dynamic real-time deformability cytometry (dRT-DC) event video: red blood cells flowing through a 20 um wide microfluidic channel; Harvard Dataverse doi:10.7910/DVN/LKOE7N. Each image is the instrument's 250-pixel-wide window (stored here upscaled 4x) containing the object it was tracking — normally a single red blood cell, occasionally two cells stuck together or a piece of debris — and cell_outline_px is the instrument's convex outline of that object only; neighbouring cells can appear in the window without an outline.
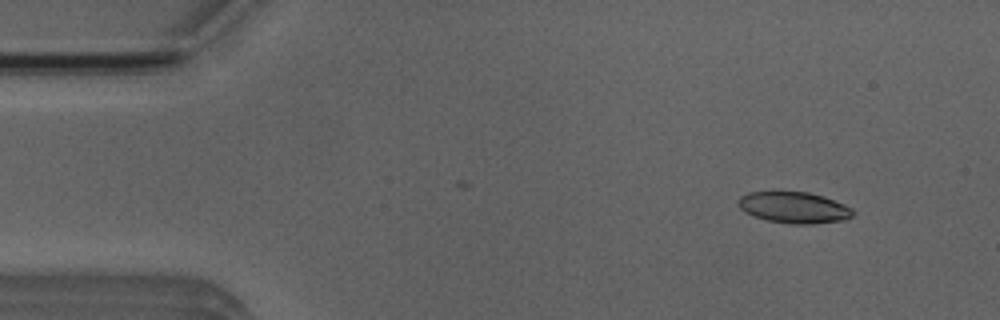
{"species": "Egyptian fruit bat (a non-hibernating species)", "species_latin": "Rousettus aegyptiacus", "temperature_condition": "room temperature", "stored_images_in_passage": 44, "camera_frame_rate_fps": 3000, "um_per_image_px": 0.085, "animal": {"sex": "male"}, "frame": {"image": 1, "passage_image": 4, "time_ms": 1.0, "image_size_px": [1000, 320], "cell_outline_px": [[856, 212], [852, 216], [844, 220], [812, 224], [788, 224], [768, 220], [752, 216], [744, 212], [736, 204], [736, 200], [740, 196], [748, 192], [808, 192], [824, 196], [844, 204], [852, 208]], "centroid_in_image_um": [67.47, 17.64], "position_along_channel_um": 17.5, "area_um2": 21.15}}
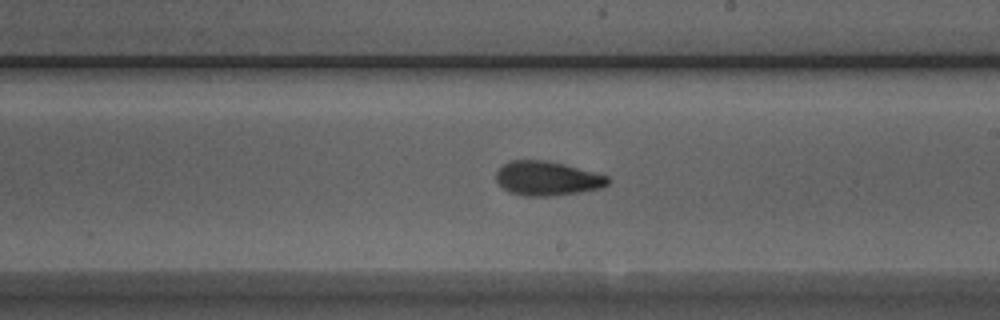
{"frame": {"image": 2, "passage_image": 28, "time_ms": 9.0, "image_size_px": [1000, 320], "cell_outline_px": [[608, 184], [600, 188], [580, 192], [552, 196], [524, 196], [508, 192], [496, 180], [496, 172], [504, 164], [512, 160], [544, 160], [608, 176]], "centroid_in_image_um": [46.47, 15.18], "position_along_channel_um": 242.5, "area_um2": 21.91}}
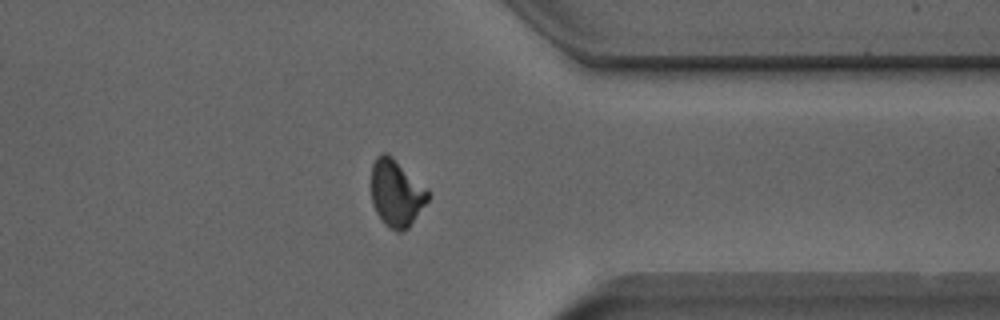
{"frame": {"image": 3, "passage_image": 39, "time_ms": 12.667, "image_size_px": [1000, 320], "cell_outline_px": [[428, 200], [408, 228], [404, 232], [396, 232], [388, 228], [384, 224], [376, 212], [372, 204], [372, 164], [376, 156], [380, 152], [388, 152], [428, 192]], "centroid_in_image_um": [33.64, 16.44], "position_along_channel_um": 377.8, "area_um2": 21.85}, "authors_computed_cell_mechanics": {"area_um2": 21.7906, "velocity_mm_per_s": 3.9274, "shape_relaxation_time_tau1_ms": 5.1962, "shape_relaxation_time_tau2_ms": 3.0728, "deformation_change_tau1": 0.1647, "deformation_change_tau2": 0.1052}}